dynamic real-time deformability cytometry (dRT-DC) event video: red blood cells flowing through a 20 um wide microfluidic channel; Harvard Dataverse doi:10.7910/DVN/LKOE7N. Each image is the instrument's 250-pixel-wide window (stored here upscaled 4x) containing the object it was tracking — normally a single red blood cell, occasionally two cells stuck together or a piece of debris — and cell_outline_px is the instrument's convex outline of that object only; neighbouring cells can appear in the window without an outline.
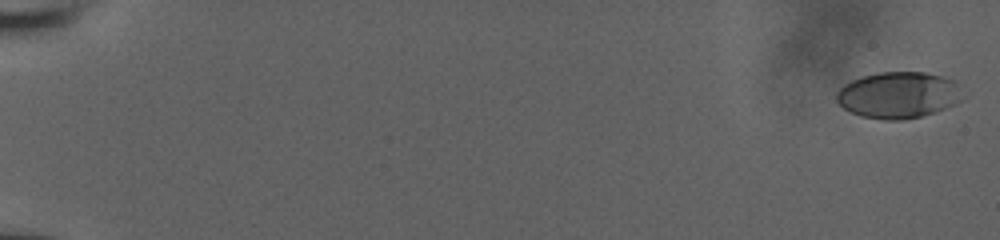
{"species": "human", "species_latin": "Homo sapiens", "temperature_condition": "room temperature", "stored_images_in_passage": 31, "camera_frame_rate_fps": 3000, "um_per_image_px": 0.085, "donor": {"sex": "male"}, "frame": {"image": 1, "passage_image": 1, "time_ms": 0.0, "image_size_px": [1000, 240], "cell_outline_px": [[960, 100], [944, 108], [920, 116], [904, 120], [884, 120], [864, 116], [852, 112], [844, 108], [836, 100], [836, 92], [844, 84], [852, 80], [864, 76], [880, 72], [924, 72], [940, 76], [952, 80], [956, 84]], "centroid_in_image_um": [76.29, 8.07], "position_along_channel_um": 8.7, "area_um2": 33.35}}
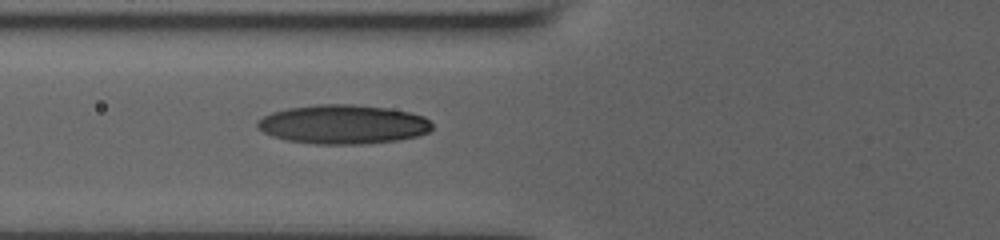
{"frame": {"image": 2, "passage_image": 18, "time_ms": 8.0, "image_size_px": [1000, 240], "cell_outline_px": [[432, 128], [428, 132], [420, 136], [400, 140], [368, 144], [316, 144], [288, 140], [272, 136], [264, 132], [256, 124], [264, 116], [272, 112], [288, 108], [316, 104], [352, 104], [388, 108], [408, 112], [424, 116], [432, 124]], "centroid_in_image_um": [29.21, 10.57], "position_along_channel_um": 96.6, "area_um2": 39.88}}
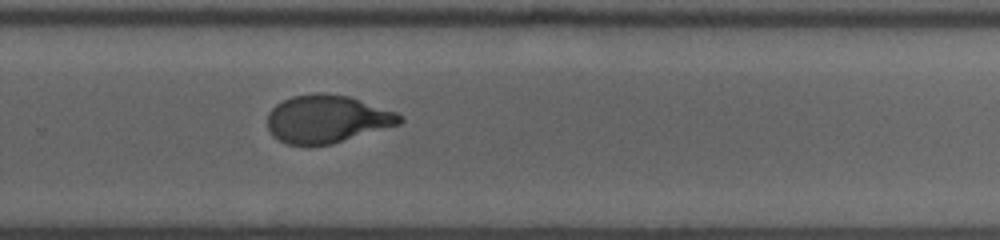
{"frame": {"image": 3, "passage_image": 31, "time_ms": 13.333, "image_size_px": [1000, 240], "cell_outline_px": [[404, 120], [400, 124], [332, 144], [288, 144], [272, 136], [268, 128], [268, 112], [276, 104], [292, 96], [316, 92], [324, 92], [348, 96], [396, 112], [404, 116]], "centroid_in_image_um": [27.8, 10.1], "position_along_channel_um": 302.0, "area_um2": 36.76}}